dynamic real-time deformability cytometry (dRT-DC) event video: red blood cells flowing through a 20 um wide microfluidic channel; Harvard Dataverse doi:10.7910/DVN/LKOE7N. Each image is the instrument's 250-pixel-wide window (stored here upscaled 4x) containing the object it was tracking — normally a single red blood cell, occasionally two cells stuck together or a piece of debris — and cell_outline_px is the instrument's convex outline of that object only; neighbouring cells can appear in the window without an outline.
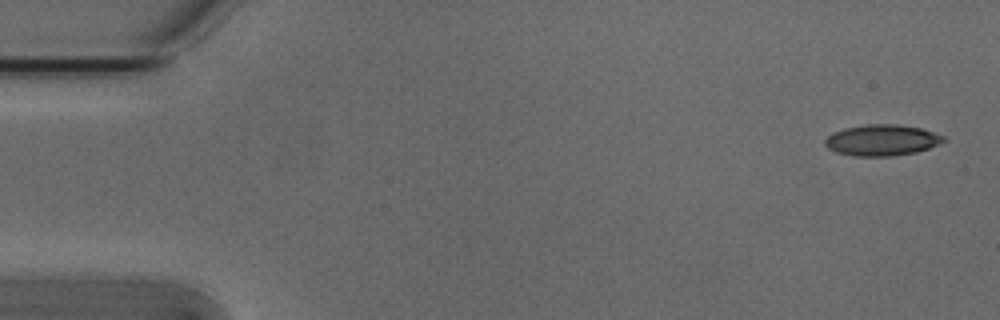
{"species": "Egyptian fruit bat (a non-hibernating species)", "species_latin": "Rousettus aegyptiacus", "temperature_condition": "cold", "stored_images_in_passage": 4, "camera_frame_rate_fps": 3000, "um_per_image_px": 0.085, "animal": {"sex": "male"}, "frame": {"image": 1, "passage_image": 1, "time_ms": 0.0, "image_size_px": [1000, 320], "cell_outline_px": [[948, 140], [940, 144], [916, 152], [892, 156], [852, 156], [836, 152], [828, 148], [824, 144], [824, 140], [832, 132], [844, 128], [868, 124], [896, 124], [920, 128], [944, 136]], "centroid_in_image_um": [74.95, 11.92], "position_along_channel_um": 10.1, "area_um2": 21.56}}
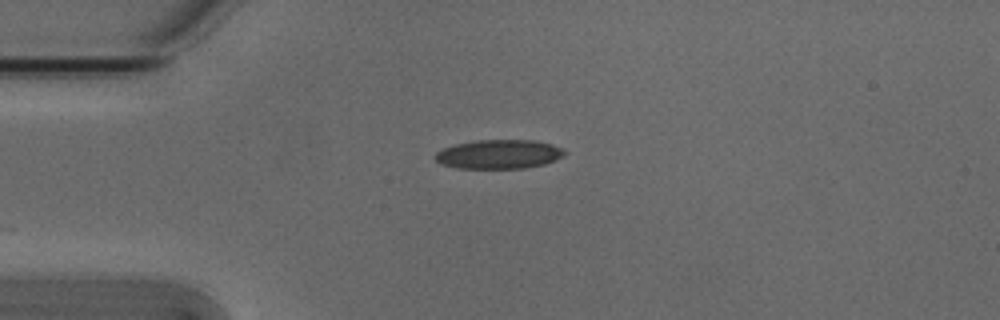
{"frame": {"image": 2, "passage_image": 4, "time_ms": 1.0, "image_size_px": [1000, 320], "cell_outline_px": [[568, 152], [564, 156], [544, 164], [524, 168], [456, 168], [440, 164], [436, 160], [436, 152], [444, 148], [456, 144], [480, 140], [532, 140], [552, 144], [564, 148]], "centroid_in_image_um": [42.45, 13.11], "position_along_channel_um": 42.6, "area_um2": 21.91}}